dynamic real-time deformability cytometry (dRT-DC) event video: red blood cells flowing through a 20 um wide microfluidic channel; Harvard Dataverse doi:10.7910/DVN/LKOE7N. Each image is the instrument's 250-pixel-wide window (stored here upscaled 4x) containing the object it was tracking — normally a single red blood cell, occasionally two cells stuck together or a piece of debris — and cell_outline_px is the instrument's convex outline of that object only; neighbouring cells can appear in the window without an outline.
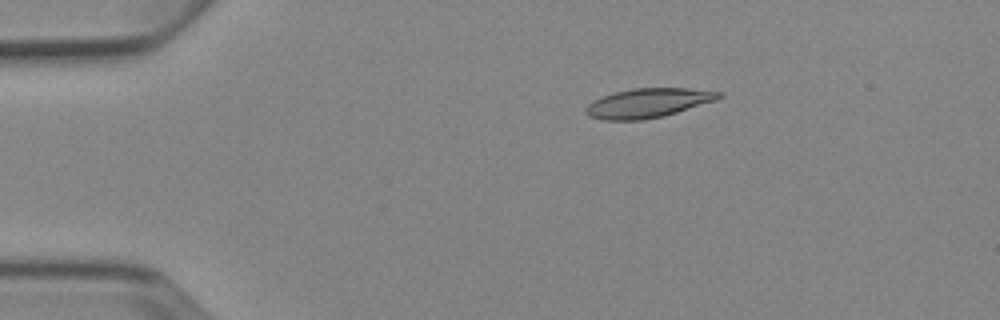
{"species": "Egyptian fruit bat (a non-hibernating species)", "species_latin": "Rousettus aegyptiacus", "temperature_condition": "cold", "stored_images_in_passage": 6, "camera_frame_rate_fps": 3000, "um_per_image_px": 0.085, "animal": {"sex": "female"}, "frame": {"image": 1, "passage_image": 3, "time_ms": 2.0, "image_size_px": [1000, 320], "cell_outline_px": [[724, 96], [716, 100], [664, 116], [644, 120], [604, 120], [588, 116], [584, 112], [584, 108], [592, 100], [616, 92], [632, 88], [688, 88], [724, 92]], "centroid_in_image_um": [55.08, 8.76], "position_along_channel_um": 29.9, "area_um2": 22.83}}
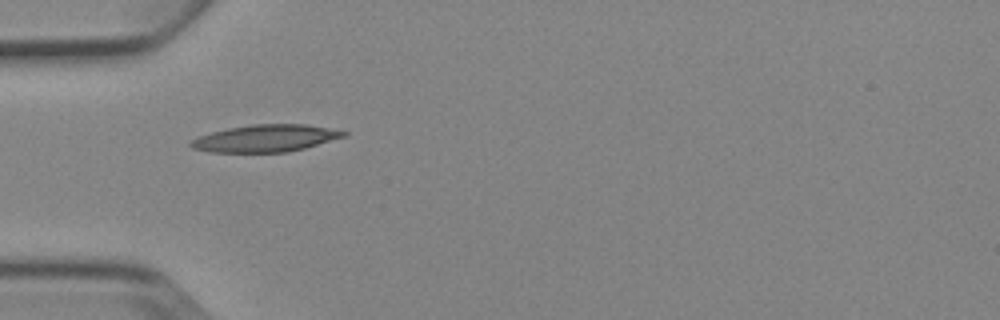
{"frame": {"image": 2, "passage_image": 5, "time_ms": 4.333, "image_size_px": [1000, 320], "cell_outline_px": [[348, 136], [304, 148], [288, 152], [208, 152], [192, 148], [188, 144], [192, 140], [200, 136], [212, 132], [228, 128], [252, 124], [308, 124], [348, 132]], "centroid_in_image_um": [22.59, 11.75], "position_along_channel_um": 62.4, "area_um2": 24.16}}
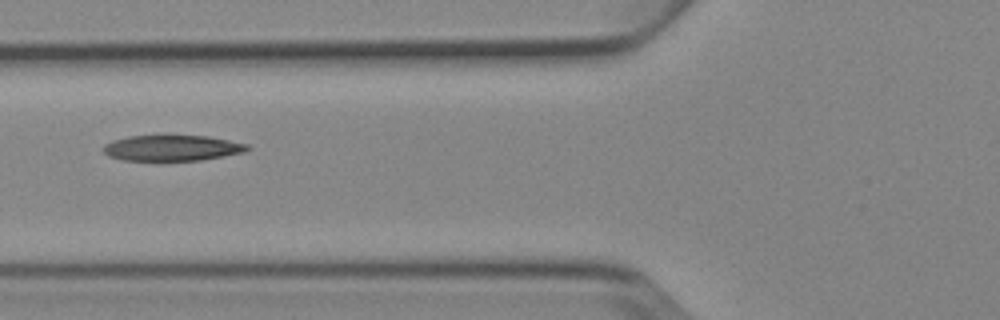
{"frame": {"image": 3, "passage_image": 6, "time_ms": 5.667, "image_size_px": [1000, 320], "cell_outline_px": [[252, 148], [244, 152], [224, 156], [200, 160], [124, 160], [108, 156], [100, 148], [104, 144], [112, 140], [128, 136], [208, 136], [248, 144]], "centroid_in_image_um": [14.61, 12.58], "position_along_channel_um": 111.2, "area_um2": 21.56}}